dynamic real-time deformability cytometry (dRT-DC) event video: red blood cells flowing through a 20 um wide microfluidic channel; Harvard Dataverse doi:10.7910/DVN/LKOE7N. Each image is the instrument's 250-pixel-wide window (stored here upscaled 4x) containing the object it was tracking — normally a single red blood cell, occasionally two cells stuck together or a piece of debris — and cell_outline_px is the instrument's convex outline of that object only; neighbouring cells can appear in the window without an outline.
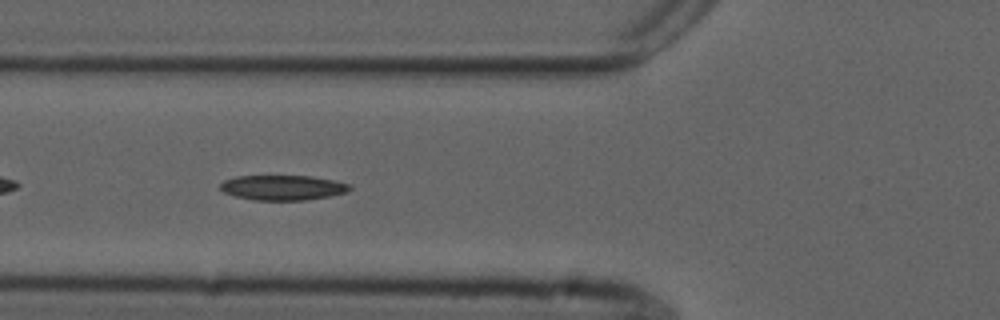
{"species": "common noctule bat (a hibernating species)", "species_latin": "Nyctalus noctula", "temperature_condition": "cold", "stored_images_in_passage": 42, "camera_frame_rate_fps": 3000, "um_per_image_px": 0.085, "animal": {"sex": "male", "forearm_length_mm": 52.5}, "frame": {"image": 1, "passage_image": 6, "time_ms": 1.667, "image_size_px": [1000, 320], "cell_outline_px": [[352, 188], [348, 192], [328, 196], [304, 200], [252, 200], [236, 196], [224, 192], [220, 188], [220, 184], [224, 180], [236, 176], [312, 176], [352, 184]], "centroid_in_image_um": [24.05, 15.94], "position_along_channel_um": 101.8, "area_um2": 18.84}}
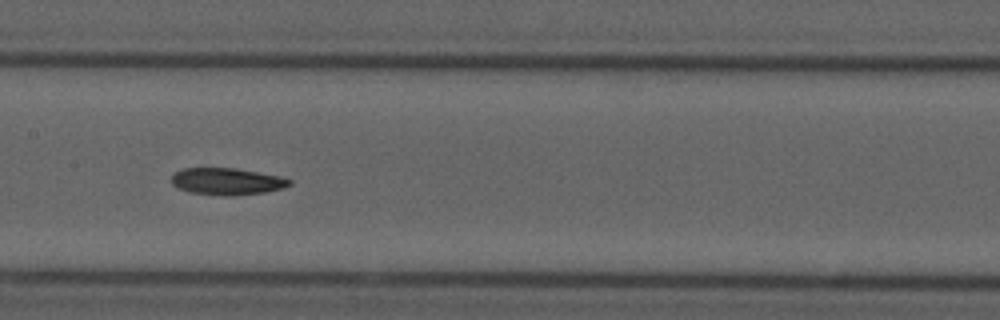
{"frame": {"image": 2, "passage_image": 13, "time_ms": 4.0, "image_size_px": [1000, 320], "cell_outline_px": [[292, 184], [284, 188], [264, 192], [232, 196], [224, 196], [188, 192], [172, 184], [172, 176], [176, 172], [184, 168], [236, 168], [284, 176], [292, 180]], "centroid_in_image_um": [19.36, 15.42], "position_along_channel_um": 188.0, "area_um2": 18.67}}
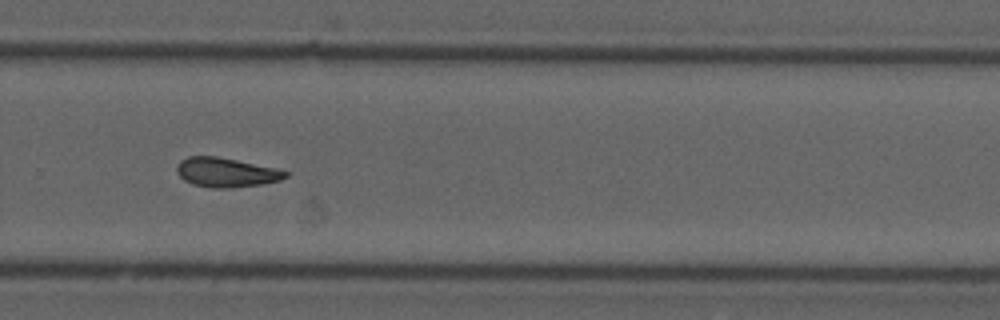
{"frame": {"image": 3, "passage_image": 23, "time_ms": 7.333, "image_size_px": [1000, 320], "cell_outline_px": [[292, 172], [288, 176], [280, 180], [264, 184], [224, 188], [208, 188], [192, 184], [184, 180], [176, 172], [176, 164], [180, 160], [188, 156], [216, 156], [276, 168]], "centroid_in_image_um": [19.22, 14.65], "position_along_channel_um": 310.6, "area_um2": 18.79}, "authors_computed_cell_mechanics": {"area_um2": 18.6694, "velocity_mm_per_s": 3.6836, "shape_relaxation_time_tau1_ms": null, "shape_relaxation_time_tau2_ms": 8.3935, "deformation_change_tau1": null, "deformation_change_tau2": 0.1749}}